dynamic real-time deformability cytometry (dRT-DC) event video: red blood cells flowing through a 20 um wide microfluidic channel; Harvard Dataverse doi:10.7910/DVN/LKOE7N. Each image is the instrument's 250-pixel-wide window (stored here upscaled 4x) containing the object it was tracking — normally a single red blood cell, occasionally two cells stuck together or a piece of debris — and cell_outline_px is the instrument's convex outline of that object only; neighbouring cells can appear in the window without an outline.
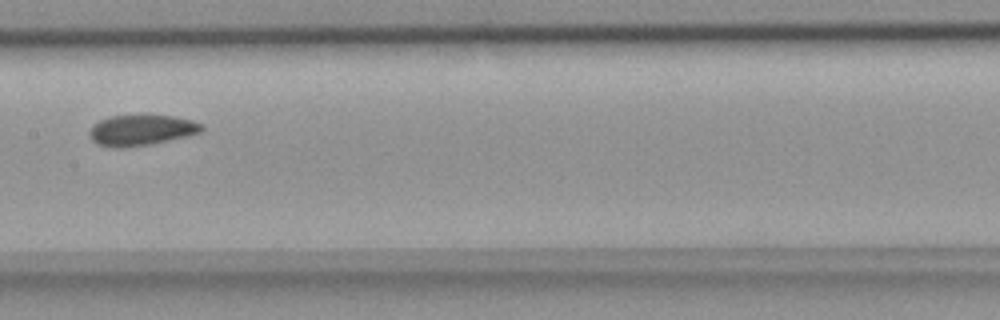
{"species": "common noctule bat (a hibernating species)", "species_latin": "Nyctalus noctula", "temperature_condition": "room temperature", "stored_images_in_passage": 5, "camera_frame_rate_fps": 3000, "um_per_image_px": 0.085, "animal": {"sex": "female", "body_mass_g": 18.4}, "frame": {"image": 1, "passage_image": 5, "time_ms": 1.333, "image_size_px": [1000, 320], "cell_outline_px": [[204, 128], [200, 132], [188, 136], [148, 144], [116, 148], [96, 144], [88, 136], [88, 132], [92, 124], [108, 116], [144, 112], [172, 116], [192, 120], [204, 124]], "centroid_in_image_um": [11.98, 11.0], "position_along_channel_um": 195.4, "area_um2": 20.87}}